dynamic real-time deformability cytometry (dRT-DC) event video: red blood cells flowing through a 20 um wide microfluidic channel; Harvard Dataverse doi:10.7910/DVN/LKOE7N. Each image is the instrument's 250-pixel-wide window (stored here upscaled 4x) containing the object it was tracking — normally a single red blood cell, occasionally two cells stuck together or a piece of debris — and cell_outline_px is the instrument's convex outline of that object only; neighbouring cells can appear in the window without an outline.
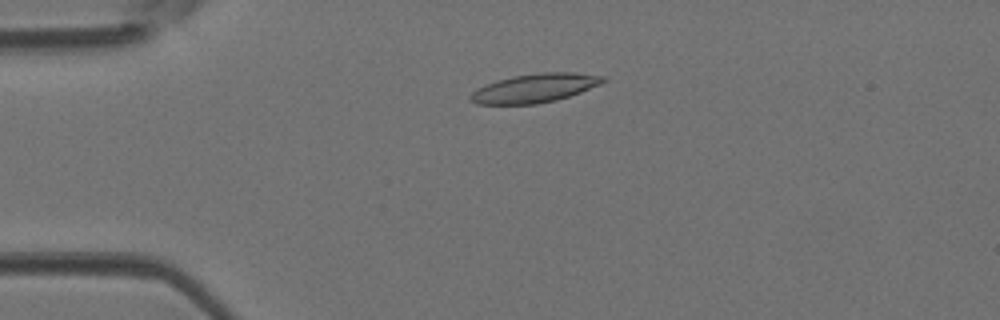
{"species": "Egyptian fruit bat (a non-hibernating species)", "species_latin": "Rousettus aegyptiacus", "temperature_condition": "room temperature", "stored_images_in_passage": 36, "camera_frame_rate_fps": 3000, "um_per_image_px": 0.085, "animal": {"sex": "female"}, "frame": {"image": 1, "passage_image": 2, "time_ms": 0.333, "image_size_px": [1000, 320], "cell_outline_px": [[608, 80], [600, 84], [580, 92], [556, 100], [536, 104], [476, 104], [468, 100], [468, 96], [476, 88], [484, 84], [496, 80], [512, 76], [540, 72], [572, 72], [608, 76]], "centroid_in_image_um": [45.43, 7.48], "position_along_channel_um": 39.6, "area_um2": 22.54}}
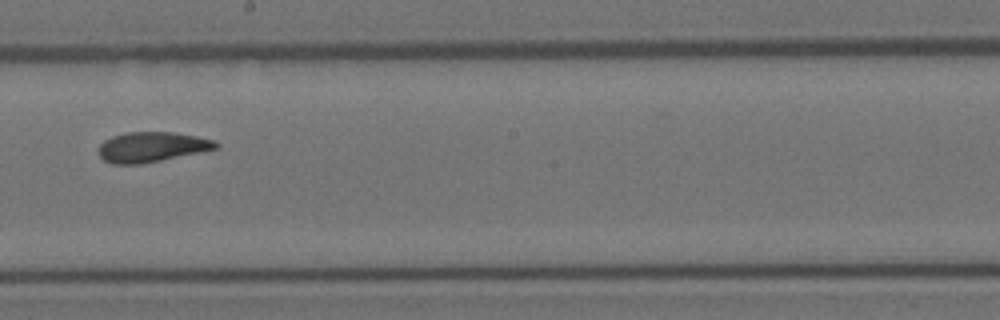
{"frame": {"image": 2, "passage_image": 17, "time_ms": 5.333, "image_size_px": [1000, 320], "cell_outline_px": [[220, 148], [140, 164], [112, 164], [104, 160], [100, 156], [100, 144], [104, 140], [112, 136], [128, 132], [172, 132], [196, 136], [212, 140], [220, 144]], "centroid_in_image_um": [12.9, 12.49], "position_along_channel_um": 235.3, "area_um2": 20.35}}
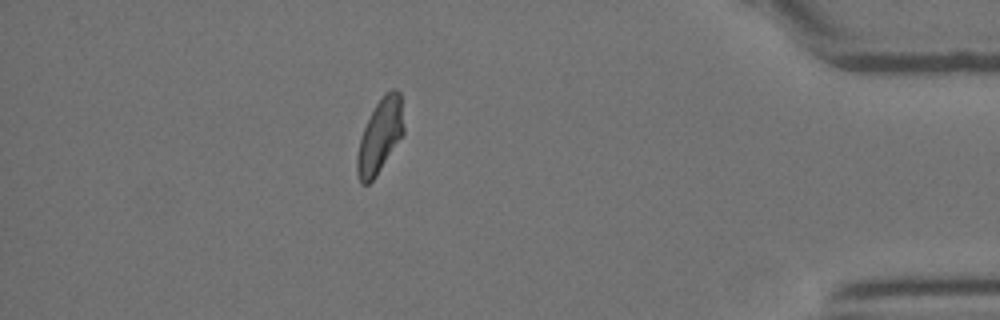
{"frame": {"image": 3, "passage_image": 31, "time_ms": 10.0, "image_size_px": [1000, 320], "cell_outline_px": [[404, 132], [376, 176], [368, 184], [360, 184], [356, 172], [356, 156], [360, 140], [364, 128], [376, 104], [384, 92], [392, 88], [396, 88], [400, 92], [404, 128]], "centroid_in_image_um": [32.29, 11.55], "position_along_channel_um": 402.9, "area_um2": 19.94}}